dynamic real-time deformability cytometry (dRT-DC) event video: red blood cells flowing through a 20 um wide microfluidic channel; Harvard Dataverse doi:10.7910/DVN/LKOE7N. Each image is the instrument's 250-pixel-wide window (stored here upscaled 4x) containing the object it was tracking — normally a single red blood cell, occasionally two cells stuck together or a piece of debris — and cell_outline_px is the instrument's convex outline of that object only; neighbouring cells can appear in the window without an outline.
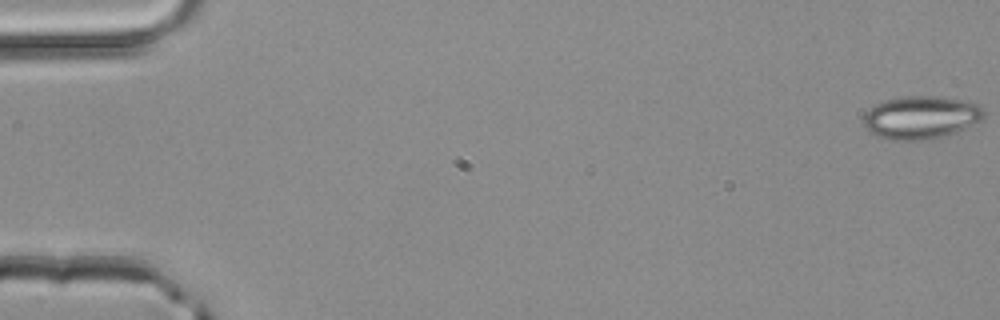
{"species": "common noctule bat (a hibernating species)", "species_latin": "Nyctalus noctula", "temperature_condition": "room temperature", "stored_images_in_passage": 4, "camera_frame_rate_fps": 3000, "um_per_image_px": 0.085, "animal": {"sex": "male", "body_mass_g": 20.4}, "frame": {"image": 1, "passage_image": 1, "time_ms": 0.0, "image_size_px": [1000, 320], "cell_outline_px": [[984, 116], [980, 120], [956, 132], [924, 140], [888, 140], [876, 136], [868, 132], [864, 124], [864, 112], [868, 108], [884, 100], [904, 96], [936, 96], [964, 100], [980, 104], [984, 108]], "centroid_in_image_um": [78.24, 9.97], "position_along_channel_um": 6.8, "area_um2": 30.29}}